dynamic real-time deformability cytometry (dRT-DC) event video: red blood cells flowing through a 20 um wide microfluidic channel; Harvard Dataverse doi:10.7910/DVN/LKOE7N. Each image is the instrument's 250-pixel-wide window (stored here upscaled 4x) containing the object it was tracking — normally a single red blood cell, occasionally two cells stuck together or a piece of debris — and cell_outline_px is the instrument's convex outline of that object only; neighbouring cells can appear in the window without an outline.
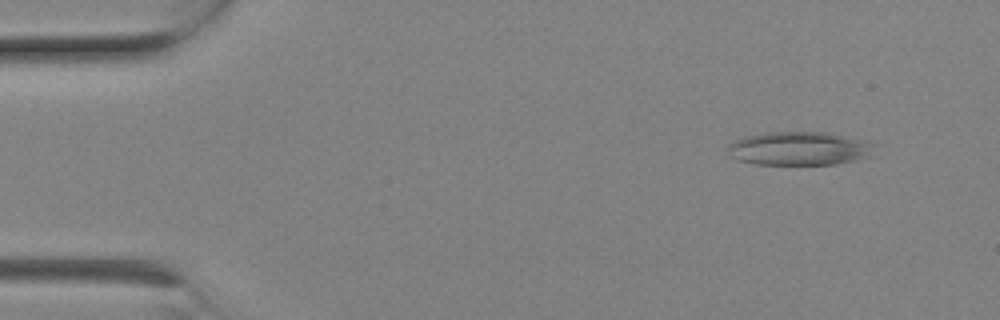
{"species": "Egyptian fruit bat (a non-hibernating species)", "species_latin": "Rousettus aegyptiacus", "temperature_condition": "room temperature", "stored_images_in_passage": 7, "camera_frame_rate_fps": 3000, "um_per_image_px": 0.085, "animal": {"sex": "female"}, "frame": {"image": 1, "passage_image": 2, "time_ms": 0.333, "image_size_px": [1000, 320], "cell_outline_px": [[884, 144], [872, 156], [856, 160], [836, 164], [756, 164], [740, 160], [732, 156], [728, 148], [728, 144], [744, 136], [764, 132], [824, 132], [872, 140]], "centroid_in_image_um": [68.14, 12.6], "position_along_channel_um": 16.9, "area_um2": 29.48}}
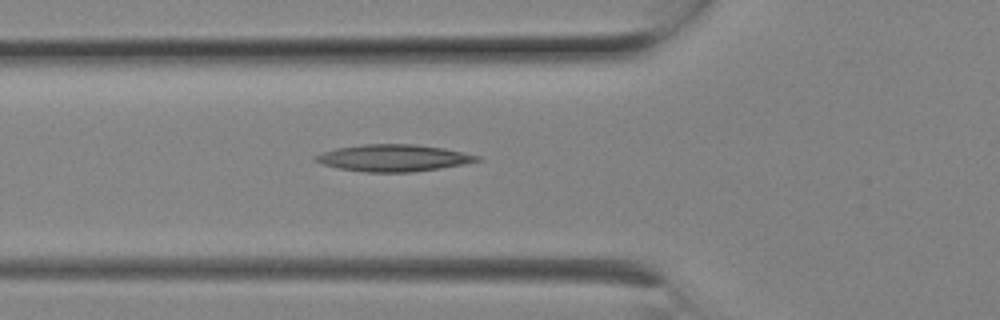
{"frame": {"image": 2, "passage_image": 7, "time_ms": 2.0, "image_size_px": [1000, 320], "cell_outline_px": [[484, 160], [464, 164], [440, 168], [412, 172], [364, 172], [340, 168], [324, 164], [312, 160], [312, 156], [336, 148], [364, 144], [416, 144], [444, 148], [480, 156]], "centroid_in_image_um": [33.46, 13.42], "position_along_channel_um": 92.3, "area_um2": 25.32}}